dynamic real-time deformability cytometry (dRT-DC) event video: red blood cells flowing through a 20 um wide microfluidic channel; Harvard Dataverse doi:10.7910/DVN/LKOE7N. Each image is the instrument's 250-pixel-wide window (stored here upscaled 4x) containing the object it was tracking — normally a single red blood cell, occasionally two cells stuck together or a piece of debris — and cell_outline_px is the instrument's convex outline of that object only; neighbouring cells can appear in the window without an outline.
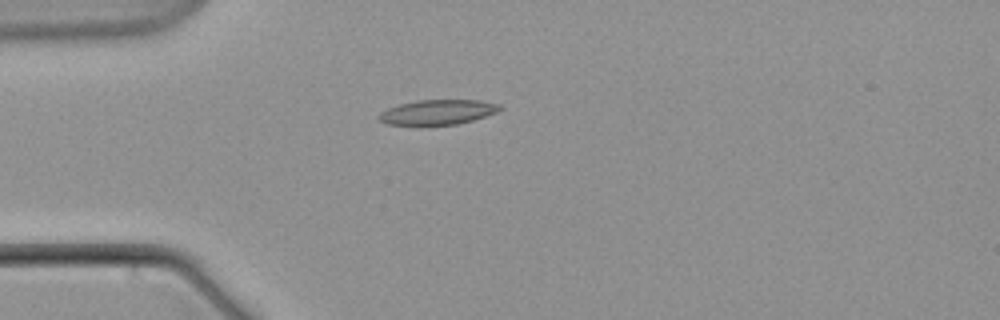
{"species": "common noctule bat (a hibernating species)", "species_latin": "Nyctalus noctula", "temperature_condition": "warm", "stored_images_in_passage": 9, "camera_frame_rate_fps": 3000, "um_per_image_px": 0.085, "animal": {"sex": "male", "body_mass_g": 21.5, "forearm_length_mm": 52.0}, "frame": {"image": 1, "passage_image": 6, "time_ms": 6.0, "image_size_px": [1000, 320], "cell_outline_px": [[504, 108], [496, 112], [472, 120], [456, 124], [388, 124], [380, 120], [376, 116], [380, 112], [388, 108], [400, 104], [416, 100], [480, 100], [500, 104]], "centroid_in_image_um": [37.22, 9.51], "position_along_channel_um": 47.8, "area_um2": 17.28}}
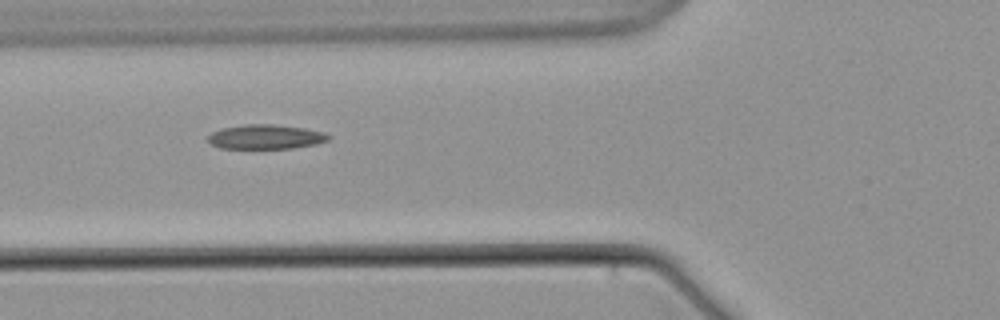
{"frame": {"image": 2, "passage_image": 8, "time_ms": 8.333, "image_size_px": [1000, 320], "cell_outline_px": [[332, 136], [328, 140], [316, 144], [292, 148], [220, 148], [212, 144], [208, 140], [208, 136], [212, 132], [220, 128], [244, 124], [272, 124], [304, 128], [324, 132]], "centroid_in_image_um": [22.58, 11.62], "position_along_channel_um": 103.2, "area_um2": 17.17}}